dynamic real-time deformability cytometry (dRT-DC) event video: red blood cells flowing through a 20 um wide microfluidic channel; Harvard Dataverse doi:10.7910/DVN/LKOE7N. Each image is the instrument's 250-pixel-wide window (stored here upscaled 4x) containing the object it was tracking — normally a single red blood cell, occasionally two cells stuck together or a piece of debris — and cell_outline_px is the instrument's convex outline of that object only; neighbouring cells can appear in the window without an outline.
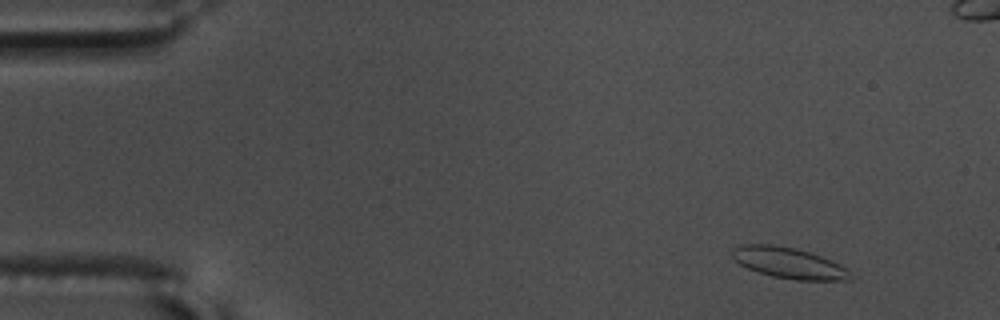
{"species": "common noctule bat (a hibernating species)", "species_latin": "Nyctalus noctula", "temperature_condition": "warm", "stored_images_in_passage": 55, "camera_frame_rate_fps": 3000, "um_per_image_px": 0.085, "animal": {"sex": "male", "body_mass_g": 17.5, "forearm_length_mm": 52.3}, "frame": {"image": 1, "passage_image": 2, "time_ms": 0.333, "image_size_px": [1000, 320], "cell_outline_px": [[852, 276], [848, 280], [796, 280], [772, 276], [748, 268], [740, 264], [732, 256], [732, 248], [740, 244], [772, 244], [796, 248], [820, 256], [840, 264]], "centroid_in_image_um": [67.01, 22.34], "position_along_channel_um": 18.0, "area_um2": 21.04}}
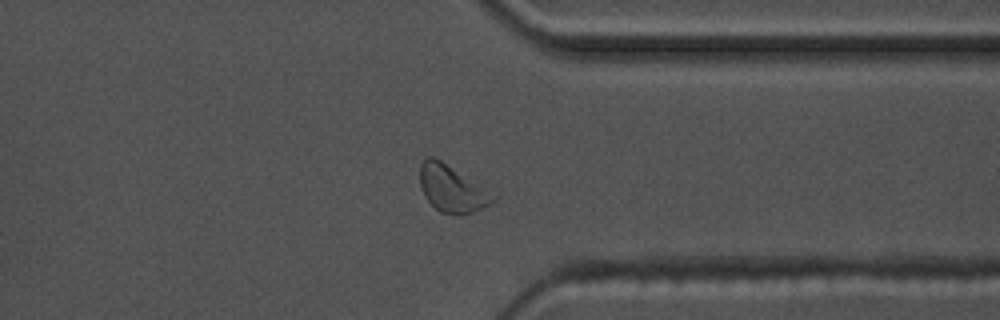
{"frame": {"image": 2, "passage_image": 41, "time_ms": 13.333, "image_size_px": [1000, 320], "cell_outline_px": [[500, 192], [496, 200], [472, 212], [460, 216], [456, 216], [440, 212], [424, 196], [420, 184], [420, 164], [428, 156], [432, 156], [440, 160]], "centroid_in_image_um": [38.53, 16.03], "position_along_channel_um": 372.9, "area_um2": 20.81}}
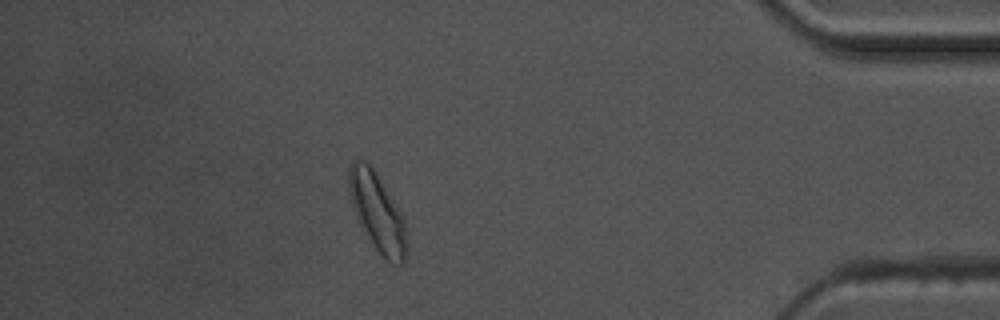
{"frame": {"image": 3, "passage_image": 47, "time_ms": 15.333, "image_size_px": [1000, 320], "cell_outline_px": [[404, 260], [400, 264], [392, 264], [376, 248], [364, 228], [348, 188], [348, 168], [352, 160], [364, 160], [372, 168], [400, 212], [404, 220]], "centroid_in_image_um": [32.05, 17.96], "position_along_channel_um": 403.2, "area_um2": 24.33}, "authors_computed_cell_mechanics": {"area_um2": 19.9988, "velocity_mm_per_s": 3.5617, "shape_relaxation_time_tau1_ms": 3.9092, "shape_relaxation_time_tau2_ms": 1.5414, "deformation_change_tau1": 0.0961, "deformation_change_tau2": 0.0606}}